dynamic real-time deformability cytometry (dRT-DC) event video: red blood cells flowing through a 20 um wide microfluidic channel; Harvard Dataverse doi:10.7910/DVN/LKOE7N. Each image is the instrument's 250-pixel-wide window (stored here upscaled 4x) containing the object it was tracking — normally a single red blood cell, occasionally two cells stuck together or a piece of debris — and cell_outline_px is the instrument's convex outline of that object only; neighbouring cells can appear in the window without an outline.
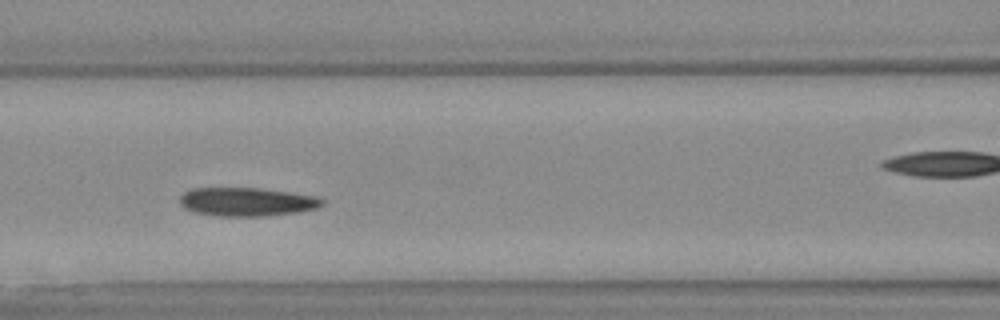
{"species": "Egyptian fruit bat (a non-hibernating species)", "species_latin": "Rousettus aegyptiacus", "temperature_condition": "warm", "stored_images_in_passage": 32, "camera_frame_rate_fps": 3000, "um_per_image_px": 0.085, "animal": {"sex": "female"}, "frame": {"image": 1, "passage_image": 10, "time_ms": 3.0, "image_size_px": [1000, 320], "cell_outline_px": [[324, 204], [316, 208], [296, 212], [264, 216], [212, 216], [192, 212], [184, 208], [180, 204], [180, 196], [184, 192], [192, 188], [260, 188], [316, 196], [324, 200]], "centroid_in_image_um": [20.93, 17.16], "position_along_channel_um": 145.7, "area_um2": 23.81}}